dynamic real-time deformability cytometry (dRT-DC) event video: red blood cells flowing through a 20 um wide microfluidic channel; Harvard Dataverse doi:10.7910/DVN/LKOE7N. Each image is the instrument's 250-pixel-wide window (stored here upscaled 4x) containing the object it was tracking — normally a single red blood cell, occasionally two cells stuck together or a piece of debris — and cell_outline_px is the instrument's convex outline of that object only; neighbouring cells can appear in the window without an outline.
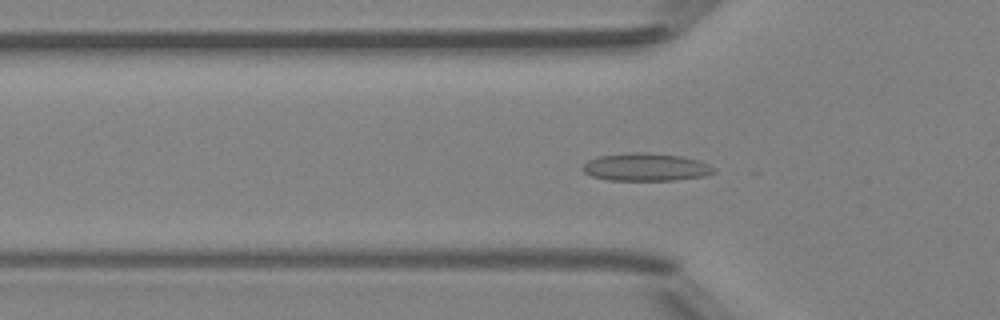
{"species": "Egyptian fruit bat (a non-hibernating species)", "species_latin": "Rousettus aegyptiacus", "temperature_condition": "room temperature", "stored_images_in_passage": 37, "camera_frame_rate_fps": 3000, "um_per_image_px": 0.085, "animal": {"sex": "female"}, "frame": {"image": 1, "passage_image": 15, "time_ms": 4.667, "image_size_px": [1000, 320], "cell_outline_px": [[716, 172], [704, 176], [676, 180], [608, 180], [592, 176], [584, 172], [580, 168], [588, 160], [596, 156], [628, 152], [648, 152], [680, 156], [696, 160], [708, 164], [716, 168]], "centroid_in_image_um": [54.87, 14.2], "position_along_channel_um": 70.9, "area_um2": 21.39}}
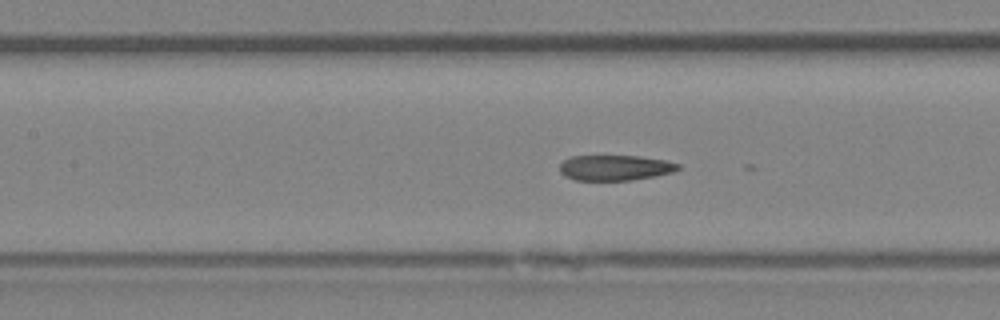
{"frame": {"image": 2, "passage_image": 21, "time_ms": 6.667, "image_size_px": [1000, 320], "cell_outline_px": [[680, 168], [672, 172], [656, 176], [632, 180], [576, 180], [564, 176], [560, 172], [560, 164], [564, 160], [572, 156], [640, 156], [664, 160], [680, 164]], "centroid_in_image_um": [52.28, 14.26], "position_along_channel_um": 155.1, "area_um2": 17.51}}
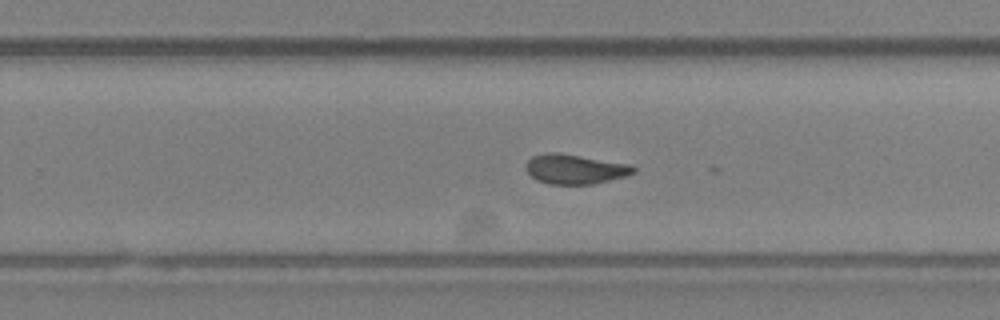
{"frame": {"image": 3, "passage_image": 30, "time_ms": 9.667, "image_size_px": [1000, 320], "cell_outline_px": [[636, 172], [628, 176], [592, 184], [548, 184], [536, 180], [528, 172], [524, 164], [532, 156], [548, 152], [556, 152], [632, 164], [636, 168]], "centroid_in_image_um": [48.9, 14.37], "position_along_channel_um": 280.9, "area_um2": 18.79}}